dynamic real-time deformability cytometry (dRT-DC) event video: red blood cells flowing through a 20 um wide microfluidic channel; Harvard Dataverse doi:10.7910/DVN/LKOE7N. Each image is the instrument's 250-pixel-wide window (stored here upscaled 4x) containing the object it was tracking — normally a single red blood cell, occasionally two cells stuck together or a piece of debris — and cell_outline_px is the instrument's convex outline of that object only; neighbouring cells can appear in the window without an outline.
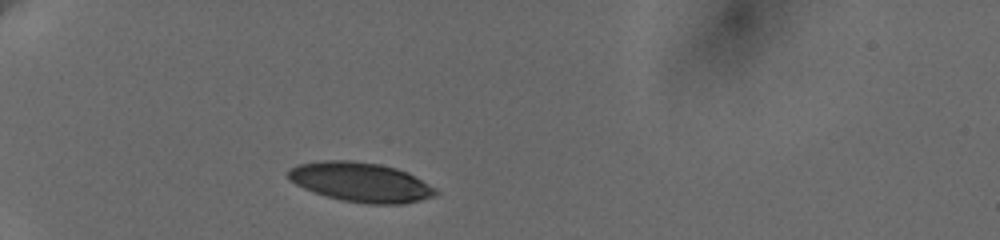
{"species": "human", "species_latin": "Homo sapiens", "temperature_condition": "cold", "stored_images_in_passage": 4, "camera_frame_rate_fps": 3000, "um_per_image_px": 0.085, "donor": {"sex": "female"}, "frame": {"image": 1, "passage_image": 2, "time_ms": 1.0, "image_size_px": [1000, 240], "cell_outline_px": [[436, 196], [420, 200], [400, 204], [368, 204], [340, 200], [312, 192], [288, 180], [288, 168], [296, 164], [320, 160], [352, 160], [380, 164], [396, 168], [408, 172], [436, 188]], "centroid_in_image_um": [30.62, 15.47], "position_along_channel_um": 54.4, "area_um2": 34.22}}
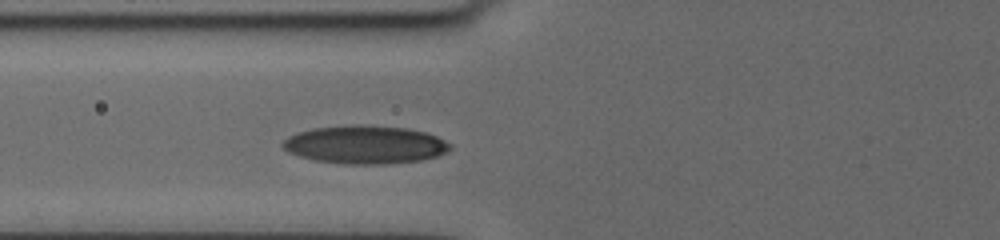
{"frame": {"image": 2, "passage_image": 4, "time_ms": 3.0, "image_size_px": [1000, 240], "cell_outline_px": [[452, 148], [448, 152], [436, 156], [420, 160], [384, 164], [348, 164], [316, 160], [300, 156], [288, 152], [280, 144], [288, 136], [300, 132], [316, 128], [360, 124], [404, 128], [424, 132], [436, 136], [452, 144]], "centroid_in_image_um": [31.05, 12.3], "position_along_channel_um": 94.7, "area_um2": 36.93}}